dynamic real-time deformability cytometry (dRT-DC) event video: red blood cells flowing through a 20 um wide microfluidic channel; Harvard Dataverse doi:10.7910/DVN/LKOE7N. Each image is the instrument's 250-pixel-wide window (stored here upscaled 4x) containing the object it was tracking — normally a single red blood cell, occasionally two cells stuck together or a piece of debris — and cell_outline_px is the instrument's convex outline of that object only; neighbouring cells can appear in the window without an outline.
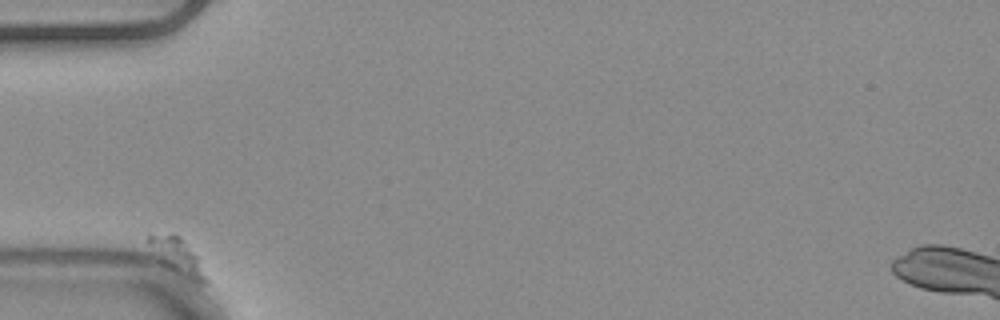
{"species": "common noctule bat (a hibernating species)", "species_latin": "Nyctalus noctula", "temperature_condition": "warm", "stored_images_in_passage": 55, "camera_frame_rate_fps": 3000, "um_per_image_px": 0.085, "animal": {"sex": "male", "body_mass_g": 20.4}, "frame": {"image": 1, "passage_image": 1, "time_ms": 0.0, "image_size_px": [1000, 320], "cell_outline_px": [[208, 284], [204, 284], [160, 264], [156, 260], [144, 240], [148, 232], [172, 232], [180, 236], [184, 240], [196, 256], [208, 280]], "centroid_in_image_um": [14.91, 21.66], "position_along_channel_um": 70.1, "area_um2": 12.37}}